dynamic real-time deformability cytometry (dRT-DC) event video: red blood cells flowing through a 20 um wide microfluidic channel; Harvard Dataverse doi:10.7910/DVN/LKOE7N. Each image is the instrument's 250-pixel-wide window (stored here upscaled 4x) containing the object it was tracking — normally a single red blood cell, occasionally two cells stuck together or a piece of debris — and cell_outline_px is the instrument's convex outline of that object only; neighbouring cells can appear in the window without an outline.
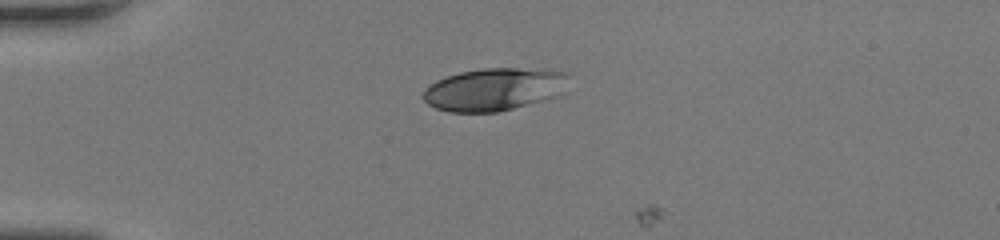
{"species": "human", "species_latin": "Homo sapiens", "temperature_condition": "room temperature", "stored_images_in_passage": 2, "camera_frame_rate_fps": 3000, "um_per_image_px": 0.085, "donor": {"sex": "female"}, "frame": {"image": 1, "passage_image": 1, "time_ms": 0.0, "image_size_px": [1000, 240], "cell_outline_px": [[568, 92], [564, 96], [496, 112], [448, 112], [436, 108], [428, 104], [420, 96], [424, 88], [428, 84], [436, 80], [460, 72], [484, 68], [516, 68], [568, 72]], "centroid_in_image_um": [42.05, 7.6], "position_along_channel_um": 43.0, "area_um2": 36.88}}